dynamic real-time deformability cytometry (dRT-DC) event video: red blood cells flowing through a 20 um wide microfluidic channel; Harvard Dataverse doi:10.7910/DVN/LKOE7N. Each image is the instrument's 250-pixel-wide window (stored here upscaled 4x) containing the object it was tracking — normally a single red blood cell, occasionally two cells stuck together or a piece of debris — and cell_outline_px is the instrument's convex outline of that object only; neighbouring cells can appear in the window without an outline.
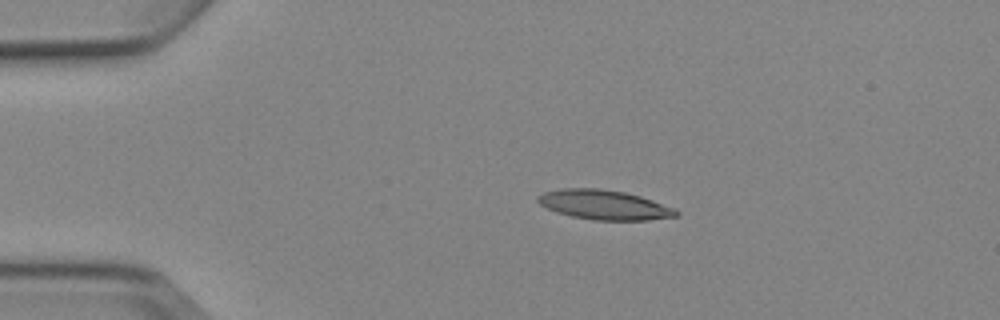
{"species": "Egyptian fruit bat (a non-hibernating species)", "species_latin": "Rousettus aegyptiacus", "temperature_condition": "cold", "stored_images_in_passage": 5, "camera_frame_rate_fps": 3000, "um_per_image_px": 0.085, "animal": {"sex": "female"}, "frame": {"image": 1, "passage_image": 3, "time_ms": 3.333, "image_size_px": [1000, 320], "cell_outline_px": [[680, 212], [676, 216], [648, 220], [592, 220], [572, 216], [556, 212], [540, 204], [536, 200], [536, 196], [544, 192], [564, 188], [600, 188], [624, 192], [640, 196], [676, 208]], "centroid_in_image_um": [51.36, 17.41], "position_along_channel_um": 33.6, "area_um2": 23.87}}
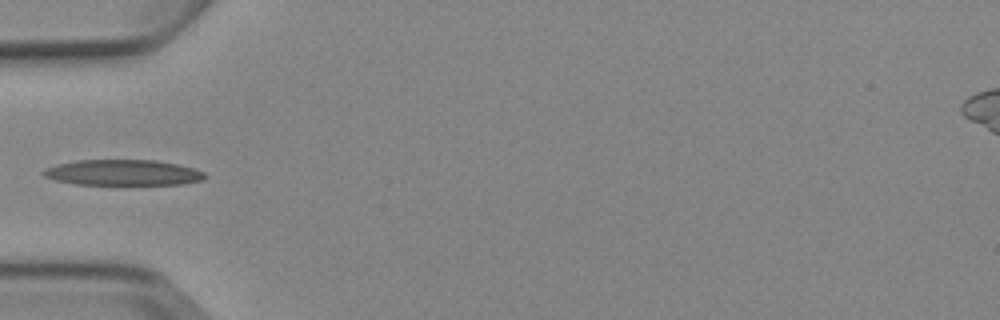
{"frame": {"image": 2, "passage_image": 5, "time_ms": 5.667, "image_size_px": [1000, 320], "cell_outline_px": [[208, 176], [204, 180], [180, 184], [76, 184], [56, 180], [44, 176], [40, 172], [44, 168], [56, 164], [76, 160], [156, 160], [196, 168], [204, 172]], "centroid_in_image_um": [10.46, 14.66], "position_along_channel_um": 74.5, "area_um2": 24.28}}